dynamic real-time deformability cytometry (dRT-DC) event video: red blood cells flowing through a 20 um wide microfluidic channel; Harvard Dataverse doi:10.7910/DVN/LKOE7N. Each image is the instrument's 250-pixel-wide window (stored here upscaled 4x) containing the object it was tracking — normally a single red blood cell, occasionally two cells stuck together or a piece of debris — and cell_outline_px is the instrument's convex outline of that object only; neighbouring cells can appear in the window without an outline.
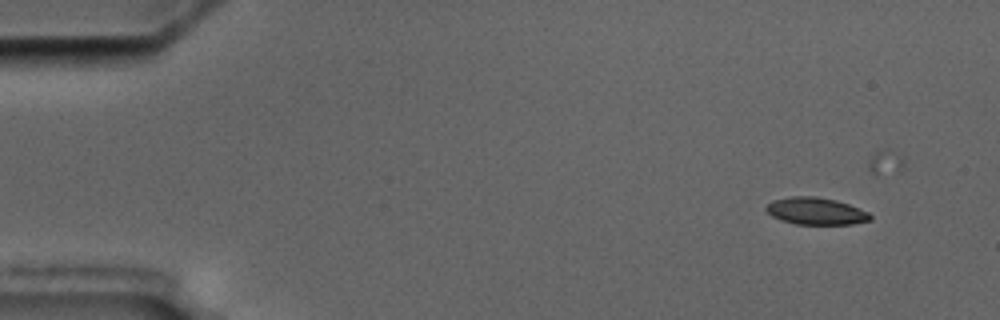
{"species": "common noctule bat (a hibernating species)", "species_latin": "Nyctalus noctula", "temperature_condition": "cold", "stored_images_in_passage": 5, "camera_frame_rate_fps": 3000, "um_per_image_px": 0.085, "animal": {"sex": "male", "body_mass_g": 17.5, "forearm_length_mm": 52.3}, "frame": {"image": 1, "passage_image": 1, "time_ms": 0.0, "image_size_px": [1000, 320], "cell_outline_px": [[872, 220], [852, 224], [796, 224], [780, 220], [772, 216], [764, 208], [772, 200], [788, 196], [816, 196], [836, 200], [848, 204], [868, 212], [872, 216]], "centroid_in_image_um": [69.33, 17.94], "position_along_channel_um": 15.7, "area_um2": 16.53}}
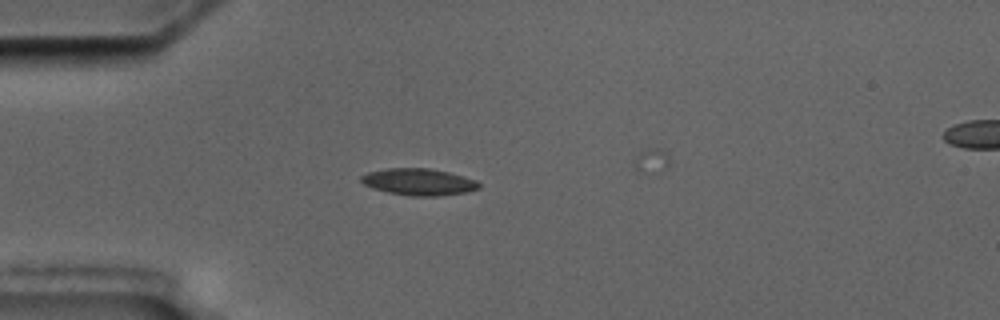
{"frame": {"image": 2, "passage_image": 4, "time_ms": 3.667, "image_size_px": [1000, 320], "cell_outline_px": [[480, 188], [468, 192], [436, 196], [408, 196], [388, 192], [372, 188], [364, 184], [360, 180], [360, 176], [368, 172], [384, 168], [428, 168], [448, 172], [464, 176], [476, 180], [480, 184]], "centroid_in_image_um": [35.59, 15.46], "position_along_channel_um": 49.4, "area_um2": 18.5}}